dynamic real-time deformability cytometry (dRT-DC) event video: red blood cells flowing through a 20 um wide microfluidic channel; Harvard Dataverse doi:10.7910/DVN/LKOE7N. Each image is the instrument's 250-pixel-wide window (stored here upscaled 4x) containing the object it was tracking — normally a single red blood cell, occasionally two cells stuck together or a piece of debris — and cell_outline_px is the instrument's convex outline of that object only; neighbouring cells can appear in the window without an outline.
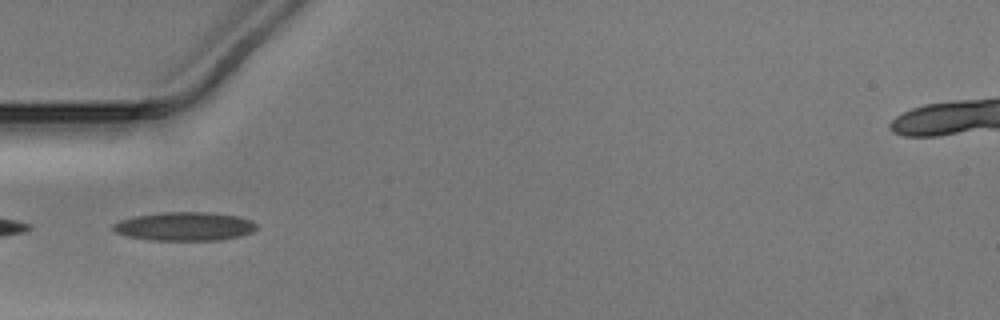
{"species": "Egyptian fruit bat (a non-hibernating species)", "species_latin": "Rousettus aegyptiacus", "temperature_condition": "warm", "stored_images_in_passage": 44, "camera_frame_rate_fps": 3000, "um_per_image_px": 0.085, "animal": {"sex": "male"}, "frame": {"image": 1, "passage_image": 9, "time_ms": 2.667, "image_size_px": [1000, 320], "cell_outline_px": [[256, 228], [252, 232], [240, 236], [216, 240], [152, 240], [128, 236], [116, 232], [112, 228], [112, 224], [120, 220], [136, 216], [164, 212], [212, 212], [240, 216], [252, 220], [256, 224]], "centroid_in_image_um": [15.72, 19.23], "position_along_channel_um": 69.3, "area_um2": 23.93}}
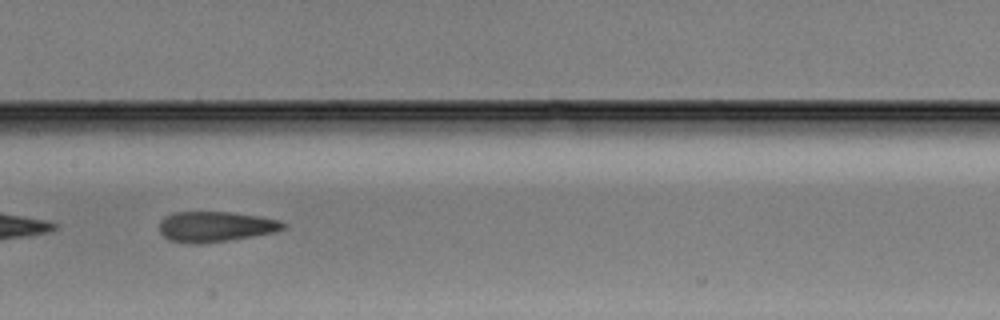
{"frame": {"image": 2, "passage_image": 18, "time_ms": 5.667, "image_size_px": [1000, 320], "cell_outline_px": [[288, 224], [284, 228], [276, 232], [228, 240], [200, 244], [192, 244], [168, 240], [160, 232], [160, 224], [168, 216], [176, 212], [232, 212], [260, 216], [280, 220]], "centroid_in_image_um": [18.37, 19.27], "position_along_channel_um": 189.0, "area_um2": 21.85}}
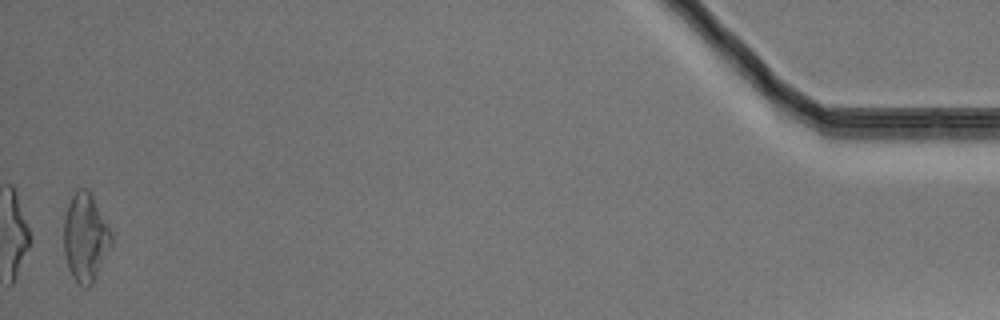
{"frame": {"image": 3, "passage_image": 43, "time_ms": 14.0, "image_size_px": [1000, 320], "cell_outline_px": [[112, 244], [92, 284], [88, 288], [80, 284], [72, 276], [68, 268], [64, 252], [64, 216], [68, 204], [76, 188], [88, 188], [108, 224], [112, 232]], "centroid_in_image_um": [7.26, 20.16], "position_along_channel_um": 427.9, "area_um2": 24.45}}